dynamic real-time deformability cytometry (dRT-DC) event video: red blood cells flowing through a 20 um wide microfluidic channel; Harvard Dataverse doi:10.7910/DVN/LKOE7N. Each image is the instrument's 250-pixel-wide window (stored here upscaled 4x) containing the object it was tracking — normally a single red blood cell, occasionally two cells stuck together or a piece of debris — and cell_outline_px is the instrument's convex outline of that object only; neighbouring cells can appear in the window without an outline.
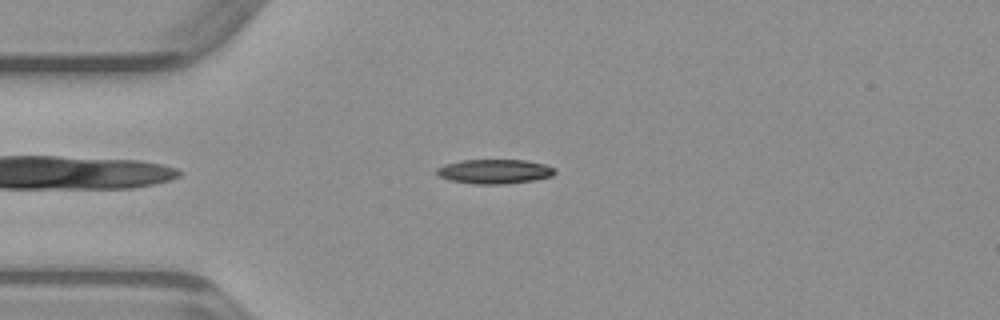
{"species": "common noctule bat (a hibernating species)", "species_latin": "Nyctalus noctula", "temperature_condition": "warm", "stored_images_in_passage": 42, "camera_frame_rate_fps": 3000, "um_per_image_px": 0.085, "animal": {"sex": "male", "body_mass_g": 23.1, "forearm_length_mm": 52.7}, "frame": {"image": 1, "passage_image": 6, "time_ms": 1.667, "image_size_px": [1000, 320], "cell_outline_px": [[556, 172], [552, 176], [532, 180], [508, 184], [472, 184], [452, 180], [440, 176], [436, 172], [436, 168], [444, 164], [460, 160], [524, 160], [544, 164], [556, 168]], "centroid_in_image_um": [42.04, 14.57], "position_along_channel_um": 43.0, "area_um2": 16.82}}
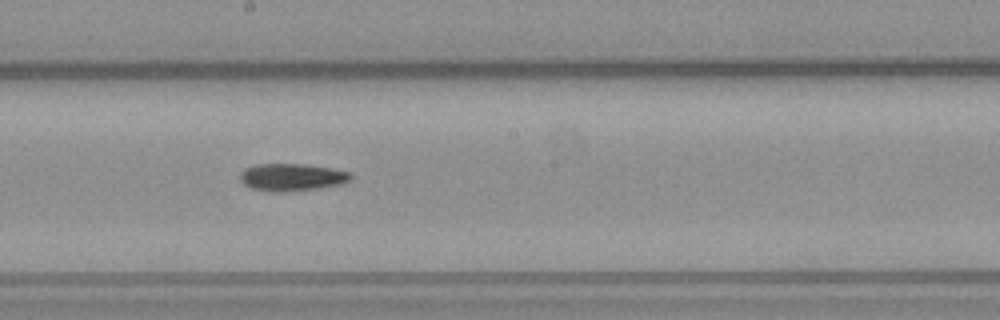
{"frame": {"image": 2, "passage_image": 20, "time_ms": 6.333, "image_size_px": [1000, 320], "cell_outline_px": [[352, 176], [348, 180], [340, 184], [320, 188], [280, 192], [276, 192], [252, 188], [244, 184], [240, 180], [240, 172], [244, 168], [256, 164], [300, 164], [332, 168], [348, 172]], "centroid_in_image_um": [24.76, 15.05], "position_along_channel_um": 223.4, "area_um2": 17.46}}
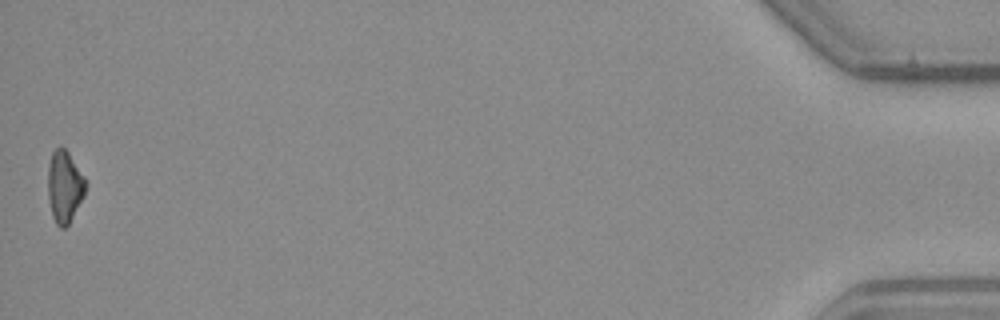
{"frame": {"image": 3, "passage_image": 42, "time_ms": 13.667, "image_size_px": [1000, 320], "cell_outline_px": [[88, 184], [84, 196], [68, 224], [64, 228], [60, 228], [56, 224], [52, 216], [48, 200], [48, 164], [52, 152], [60, 144], [68, 152], [84, 176]], "centroid_in_image_um": [5.48, 15.85], "position_along_channel_um": 429.7, "area_um2": 15.95}}